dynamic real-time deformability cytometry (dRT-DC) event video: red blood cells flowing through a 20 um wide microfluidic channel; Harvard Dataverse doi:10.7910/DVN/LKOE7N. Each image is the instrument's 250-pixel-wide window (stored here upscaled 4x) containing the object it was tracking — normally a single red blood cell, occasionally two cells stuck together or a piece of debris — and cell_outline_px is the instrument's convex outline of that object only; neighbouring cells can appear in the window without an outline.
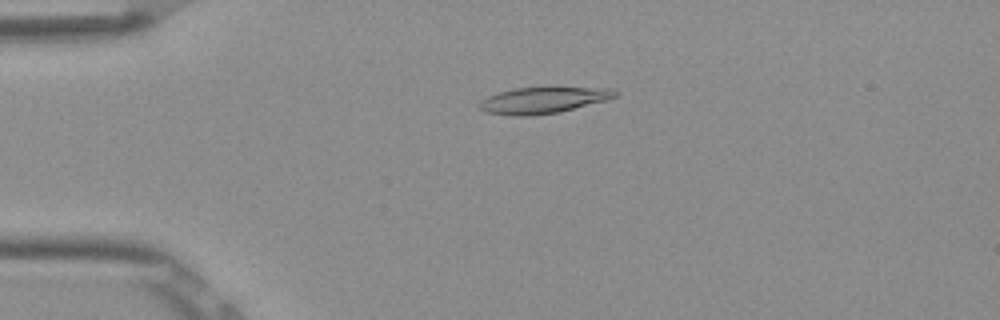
{"species": "Egyptian fruit bat (a non-hibernating species)", "species_latin": "Rousettus aegyptiacus", "temperature_condition": "room temperature", "stored_images_in_passage": 4, "camera_frame_rate_fps": 3000, "um_per_image_px": 0.085, "frame": {"image": 1, "passage_image": 3, "time_ms": 0.667, "image_size_px": [1000, 320], "cell_outline_px": [[620, 92], [616, 96], [604, 100], [560, 112], [532, 116], [512, 116], [484, 112], [476, 104], [480, 100], [488, 96], [500, 92], [516, 88], [544, 84], [556, 84], [608, 88]], "centroid_in_image_um": [46.18, 8.46], "position_along_channel_um": 38.8, "area_um2": 22.08}}